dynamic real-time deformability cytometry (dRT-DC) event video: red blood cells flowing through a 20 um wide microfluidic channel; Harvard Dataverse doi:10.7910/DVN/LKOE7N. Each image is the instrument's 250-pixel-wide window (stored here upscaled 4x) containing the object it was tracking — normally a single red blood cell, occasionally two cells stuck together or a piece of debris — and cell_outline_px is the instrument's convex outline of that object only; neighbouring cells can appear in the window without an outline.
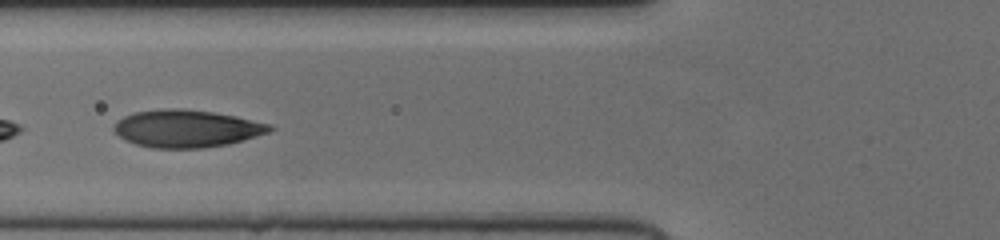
{"species": "human", "species_latin": "Homo sapiens", "temperature_condition": "cold", "stored_images_in_passage": 47, "segment_of_instrument_passage": [2, 2], "camera_frame_rate_fps": 3000, "um_per_image_px": 0.085, "donor": {"sex": "female"}, "frame": {"image": 1, "passage_image": 15, "time_ms": 4.667, "image_size_px": [1000, 240], "cell_outline_px": [[276, 128], [268, 132], [244, 140], [228, 144], [204, 148], [152, 148], [136, 144], [124, 140], [112, 128], [116, 120], [124, 116], [136, 112], [164, 108], [184, 108], [212, 112], [236, 116], [272, 124]], "centroid_in_image_um": [15.87, 10.92], "position_along_channel_um": 109.9, "area_um2": 34.22}}
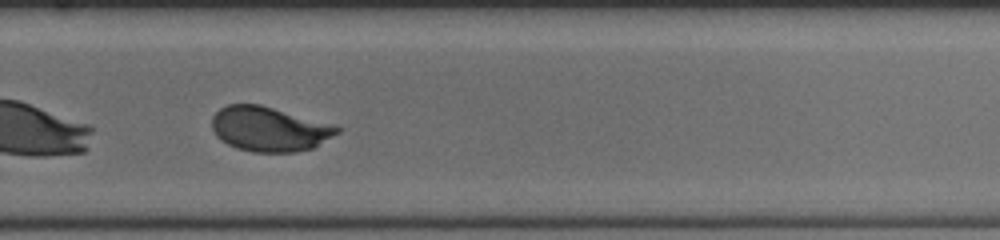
{"frame": {"image": 2, "passage_image": 30, "time_ms": 9.667, "image_size_px": [1000, 240], "cell_outline_px": [[340, 132], [312, 148], [296, 152], [252, 152], [236, 148], [220, 140], [216, 136], [212, 128], [212, 116], [220, 108], [228, 104], [260, 104], [336, 124], [340, 128]], "centroid_in_image_um": [22.9, 10.96], "position_along_channel_um": 306.9, "area_um2": 32.89}}
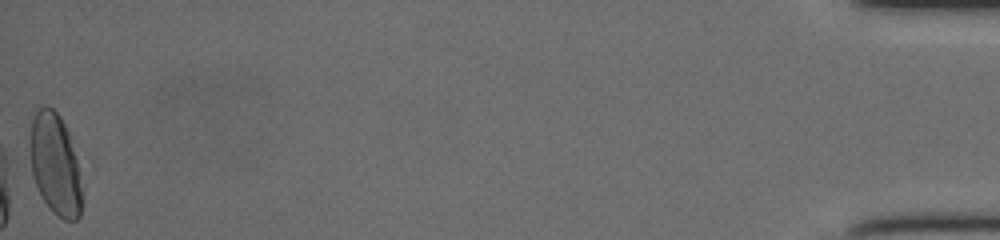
{"frame": {"image": 3, "passage_image": 47, "time_ms": 15.333, "image_size_px": [1000, 240], "cell_outline_px": [[80, 216], [76, 220], [64, 220], [52, 212], [44, 200], [32, 176], [28, 148], [28, 144], [32, 120], [36, 112], [44, 104], [52, 108], [60, 116], [68, 132], [76, 160], [80, 188]], "centroid_in_image_um": [4.63, 13.94], "position_along_channel_um": 430.6, "area_um2": 30.35}}